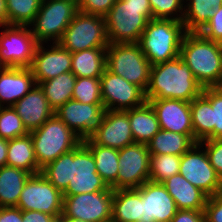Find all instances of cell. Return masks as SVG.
I'll list each match as a JSON object with an SVG mask.
<instances>
[{
	"mask_svg": "<svg viewBox=\"0 0 222 222\" xmlns=\"http://www.w3.org/2000/svg\"><path fill=\"white\" fill-rule=\"evenodd\" d=\"M78 12L75 2L43 0L29 28L39 44L58 43Z\"/></svg>",
	"mask_w": 222,
	"mask_h": 222,
	"instance_id": "cell-8",
	"label": "cell"
},
{
	"mask_svg": "<svg viewBox=\"0 0 222 222\" xmlns=\"http://www.w3.org/2000/svg\"><path fill=\"white\" fill-rule=\"evenodd\" d=\"M179 56L204 87L218 86L222 80V46L199 32H186Z\"/></svg>",
	"mask_w": 222,
	"mask_h": 222,
	"instance_id": "cell-3",
	"label": "cell"
},
{
	"mask_svg": "<svg viewBox=\"0 0 222 222\" xmlns=\"http://www.w3.org/2000/svg\"><path fill=\"white\" fill-rule=\"evenodd\" d=\"M217 87L222 90V80H221L220 84Z\"/></svg>",
	"mask_w": 222,
	"mask_h": 222,
	"instance_id": "cell-52",
	"label": "cell"
},
{
	"mask_svg": "<svg viewBox=\"0 0 222 222\" xmlns=\"http://www.w3.org/2000/svg\"><path fill=\"white\" fill-rule=\"evenodd\" d=\"M63 196L106 191L91 151L81 142L76 148L46 164L40 172Z\"/></svg>",
	"mask_w": 222,
	"mask_h": 222,
	"instance_id": "cell-1",
	"label": "cell"
},
{
	"mask_svg": "<svg viewBox=\"0 0 222 222\" xmlns=\"http://www.w3.org/2000/svg\"><path fill=\"white\" fill-rule=\"evenodd\" d=\"M22 119L23 125L31 132L51 118L55 111L49 106L44 90L39 84L33 88L12 106Z\"/></svg>",
	"mask_w": 222,
	"mask_h": 222,
	"instance_id": "cell-21",
	"label": "cell"
},
{
	"mask_svg": "<svg viewBox=\"0 0 222 222\" xmlns=\"http://www.w3.org/2000/svg\"><path fill=\"white\" fill-rule=\"evenodd\" d=\"M195 142L187 134L160 129L146 144L150 155L172 154L182 156Z\"/></svg>",
	"mask_w": 222,
	"mask_h": 222,
	"instance_id": "cell-30",
	"label": "cell"
},
{
	"mask_svg": "<svg viewBox=\"0 0 222 222\" xmlns=\"http://www.w3.org/2000/svg\"><path fill=\"white\" fill-rule=\"evenodd\" d=\"M0 64L3 67H31L38 42L29 26H1Z\"/></svg>",
	"mask_w": 222,
	"mask_h": 222,
	"instance_id": "cell-10",
	"label": "cell"
},
{
	"mask_svg": "<svg viewBox=\"0 0 222 222\" xmlns=\"http://www.w3.org/2000/svg\"><path fill=\"white\" fill-rule=\"evenodd\" d=\"M104 19L109 43H139L153 15L149 0H117Z\"/></svg>",
	"mask_w": 222,
	"mask_h": 222,
	"instance_id": "cell-4",
	"label": "cell"
},
{
	"mask_svg": "<svg viewBox=\"0 0 222 222\" xmlns=\"http://www.w3.org/2000/svg\"><path fill=\"white\" fill-rule=\"evenodd\" d=\"M56 219L53 215H48L39 211L22 210V222H53Z\"/></svg>",
	"mask_w": 222,
	"mask_h": 222,
	"instance_id": "cell-46",
	"label": "cell"
},
{
	"mask_svg": "<svg viewBox=\"0 0 222 222\" xmlns=\"http://www.w3.org/2000/svg\"><path fill=\"white\" fill-rule=\"evenodd\" d=\"M101 96L107 110H128L147 102L145 91L105 69L100 77Z\"/></svg>",
	"mask_w": 222,
	"mask_h": 222,
	"instance_id": "cell-15",
	"label": "cell"
},
{
	"mask_svg": "<svg viewBox=\"0 0 222 222\" xmlns=\"http://www.w3.org/2000/svg\"><path fill=\"white\" fill-rule=\"evenodd\" d=\"M76 79L77 77L70 71L39 83L44 90L49 106L54 111L72 99Z\"/></svg>",
	"mask_w": 222,
	"mask_h": 222,
	"instance_id": "cell-33",
	"label": "cell"
},
{
	"mask_svg": "<svg viewBox=\"0 0 222 222\" xmlns=\"http://www.w3.org/2000/svg\"><path fill=\"white\" fill-rule=\"evenodd\" d=\"M72 99L81 103L103 105L100 78L77 77Z\"/></svg>",
	"mask_w": 222,
	"mask_h": 222,
	"instance_id": "cell-36",
	"label": "cell"
},
{
	"mask_svg": "<svg viewBox=\"0 0 222 222\" xmlns=\"http://www.w3.org/2000/svg\"><path fill=\"white\" fill-rule=\"evenodd\" d=\"M113 189L64 196L60 217H73L86 222H112Z\"/></svg>",
	"mask_w": 222,
	"mask_h": 222,
	"instance_id": "cell-13",
	"label": "cell"
},
{
	"mask_svg": "<svg viewBox=\"0 0 222 222\" xmlns=\"http://www.w3.org/2000/svg\"><path fill=\"white\" fill-rule=\"evenodd\" d=\"M0 222H22V210L16 206L0 207Z\"/></svg>",
	"mask_w": 222,
	"mask_h": 222,
	"instance_id": "cell-45",
	"label": "cell"
},
{
	"mask_svg": "<svg viewBox=\"0 0 222 222\" xmlns=\"http://www.w3.org/2000/svg\"><path fill=\"white\" fill-rule=\"evenodd\" d=\"M60 218L62 219L63 222H86L73 217H60Z\"/></svg>",
	"mask_w": 222,
	"mask_h": 222,
	"instance_id": "cell-49",
	"label": "cell"
},
{
	"mask_svg": "<svg viewBox=\"0 0 222 222\" xmlns=\"http://www.w3.org/2000/svg\"><path fill=\"white\" fill-rule=\"evenodd\" d=\"M194 142L214 139L212 105L201 94L190 102Z\"/></svg>",
	"mask_w": 222,
	"mask_h": 222,
	"instance_id": "cell-32",
	"label": "cell"
},
{
	"mask_svg": "<svg viewBox=\"0 0 222 222\" xmlns=\"http://www.w3.org/2000/svg\"><path fill=\"white\" fill-rule=\"evenodd\" d=\"M106 69L146 91L151 64L139 43H109L106 48Z\"/></svg>",
	"mask_w": 222,
	"mask_h": 222,
	"instance_id": "cell-7",
	"label": "cell"
},
{
	"mask_svg": "<svg viewBox=\"0 0 222 222\" xmlns=\"http://www.w3.org/2000/svg\"><path fill=\"white\" fill-rule=\"evenodd\" d=\"M43 0H6L8 25L29 26Z\"/></svg>",
	"mask_w": 222,
	"mask_h": 222,
	"instance_id": "cell-34",
	"label": "cell"
},
{
	"mask_svg": "<svg viewBox=\"0 0 222 222\" xmlns=\"http://www.w3.org/2000/svg\"><path fill=\"white\" fill-rule=\"evenodd\" d=\"M7 165L22 169L31 175L41 172L30 133L8 140Z\"/></svg>",
	"mask_w": 222,
	"mask_h": 222,
	"instance_id": "cell-26",
	"label": "cell"
},
{
	"mask_svg": "<svg viewBox=\"0 0 222 222\" xmlns=\"http://www.w3.org/2000/svg\"><path fill=\"white\" fill-rule=\"evenodd\" d=\"M128 118L135 143L146 145L160 130L156 114L148 102L128 109Z\"/></svg>",
	"mask_w": 222,
	"mask_h": 222,
	"instance_id": "cell-27",
	"label": "cell"
},
{
	"mask_svg": "<svg viewBox=\"0 0 222 222\" xmlns=\"http://www.w3.org/2000/svg\"><path fill=\"white\" fill-rule=\"evenodd\" d=\"M71 61L72 53L59 43L38 44L30 67L35 83L39 84L60 74L70 72Z\"/></svg>",
	"mask_w": 222,
	"mask_h": 222,
	"instance_id": "cell-17",
	"label": "cell"
},
{
	"mask_svg": "<svg viewBox=\"0 0 222 222\" xmlns=\"http://www.w3.org/2000/svg\"><path fill=\"white\" fill-rule=\"evenodd\" d=\"M30 133L38 166L56 160L76 148L82 141L56 114Z\"/></svg>",
	"mask_w": 222,
	"mask_h": 222,
	"instance_id": "cell-6",
	"label": "cell"
},
{
	"mask_svg": "<svg viewBox=\"0 0 222 222\" xmlns=\"http://www.w3.org/2000/svg\"><path fill=\"white\" fill-rule=\"evenodd\" d=\"M159 122L160 129L187 134L194 141L190 102L179 99H147Z\"/></svg>",
	"mask_w": 222,
	"mask_h": 222,
	"instance_id": "cell-19",
	"label": "cell"
},
{
	"mask_svg": "<svg viewBox=\"0 0 222 222\" xmlns=\"http://www.w3.org/2000/svg\"><path fill=\"white\" fill-rule=\"evenodd\" d=\"M68 1H72L75 2L77 5L80 3L81 0H68Z\"/></svg>",
	"mask_w": 222,
	"mask_h": 222,
	"instance_id": "cell-51",
	"label": "cell"
},
{
	"mask_svg": "<svg viewBox=\"0 0 222 222\" xmlns=\"http://www.w3.org/2000/svg\"><path fill=\"white\" fill-rule=\"evenodd\" d=\"M206 150L210 164L222 179V139H209L199 142Z\"/></svg>",
	"mask_w": 222,
	"mask_h": 222,
	"instance_id": "cell-40",
	"label": "cell"
},
{
	"mask_svg": "<svg viewBox=\"0 0 222 222\" xmlns=\"http://www.w3.org/2000/svg\"><path fill=\"white\" fill-rule=\"evenodd\" d=\"M64 196L41 173L31 175L20 193L17 206L25 211H39L59 218Z\"/></svg>",
	"mask_w": 222,
	"mask_h": 222,
	"instance_id": "cell-11",
	"label": "cell"
},
{
	"mask_svg": "<svg viewBox=\"0 0 222 222\" xmlns=\"http://www.w3.org/2000/svg\"><path fill=\"white\" fill-rule=\"evenodd\" d=\"M202 95L212 105L214 139H222V90L215 87H204Z\"/></svg>",
	"mask_w": 222,
	"mask_h": 222,
	"instance_id": "cell-39",
	"label": "cell"
},
{
	"mask_svg": "<svg viewBox=\"0 0 222 222\" xmlns=\"http://www.w3.org/2000/svg\"><path fill=\"white\" fill-rule=\"evenodd\" d=\"M182 22L186 32H199L222 5V0H184Z\"/></svg>",
	"mask_w": 222,
	"mask_h": 222,
	"instance_id": "cell-31",
	"label": "cell"
},
{
	"mask_svg": "<svg viewBox=\"0 0 222 222\" xmlns=\"http://www.w3.org/2000/svg\"><path fill=\"white\" fill-rule=\"evenodd\" d=\"M206 39L221 42L222 41V5L215 9V14L199 31Z\"/></svg>",
	"mask_w": 222,
	"mask_h": 222,
	"instance_id": "cell-42",
	"label": "cell"
},
{
	"mask_svg": "<svg viewBox=\"0 0 222 222\" xmlns=\"http://www.w3.org/2000/svg\"><path fill=\"white\" fill-rule=\"evenodd\" d=\"M142 199L141 222H170L178 211L173 197L162 183L146 181L139 188Z\"/></svg>",
	"mask_w": 222,
	"mask_h": 222,
	"instance_id": "cell-18",
	"label": "cell"
},
{
	"mask_svg": "<svg viewBox=\"0 0 222 222\" xmlns=\"http://www.w3.org/2000/svg\"><path fill=\"white\" fill-rule=\"evenodd\" d=\"M30 173L12 166L0 167V207L17 206Z\"/></svg>",
	"mask_w": 222,
	"mask_h": 222,
	"instance_id": "cell-29",
	"label": "cell"
},
{
	"mask_svg": "<svg viewBox=\"0 0 222 222\" xmlns=\"http://www.w3.org/2000/svg\"><path fill=\"white\" fill-rule=\"evenodd\" d=\"M35 84L30 67H3L0 70V107L13 106Z\"/></svg>",
	"mask_w": 222,
	"mask_h": 222,
	"instance_id": "cell-22",
	"label": "cell"
},
{
	"mask_svg": "<svg viewBox=\"0 0 222 222\" xmlns=\"http://www.w3.org/2000/svg\"><path fill=\"white\" fill-rule=\"evenodd\" d=\"M58 43L70 53L107 48L109 41L104 17L78 12Z\"/></svg>",
	"mask_w": 222,
	"mask_h": 222,
	"instance_id": "cell-9",
	"label": "cell"
},
{
	"mask_svg": "<svg viewBox=\"0 0 222 222\" xmlns=\"http://www.w3.org/2000/svg\"><path fill=\"white\" fill-rule=\"evenodd\" d=\"M29 132L12 106L0 107V138L11 140Z\"/></svg>",
	"mask_w": 222,
	"mask_h": 222,
	"instance_id": "cell-37",
	"label": "cell"
},
{
	"mask_svg": "<svg viewBox=\"0 0 222 222\" xmlns=\"http://www.w3.org/2000/svg\"><path fill=\"white\" fill-rule=\"evenodd\" d=\"M153 18L182 21L184 0H149Z\"/></svg>",
	"mask_w": 222,
	"mask_h": 222,
	"instance_id": "cell-38",
	"label": "cell"
},
{
	"mask_svg": "<svg viewBox=\"0 0 222 222\" xmlns=\"http://www.w3.org/2000/svg\"><path fill=\"white\" fill-rule=\"evenodd\" d=\"M179 173L208 197L222 190V179L210 164L207 152L199 142L181 156Z\"/></svg>",
	"mask_w": 222,
	"mask_h": 222,
	"instance_id": "cell-12",
	"label": "cell"
},
{
	"mask_svg": "<svg viewBox=\"0 0 222 222\" xmlns=\"http://www.w3.org/2000/svg\"><path fill=\"white\" fill-rule=\"evenodd\" d=\"M53 222H63L62 219L59 217V218H56Z\"/></svg>",
	"mask_w": 222,
	"mask_h": 222,
	"instance_id": "cell-50",
	"label": "cell"
},
{
	"mask_svg": "<svg viewBox=\"0 0 222 222\" xmlns=\"http://www.w3.org/2000/svg\"><path fill=\"white\" fill-rule=\"evenodd\" d=\"M170 222H206L204 211L178 210Z\"/></svg>",
	"mask_w": 222,
	"mask_h": 222,
	"instance_id": "cell-44",
	"label": "cell"
},
{
	"mask_svg": "<svg viewBox=\"0 0 222 222\" xmlns=\"http://www.w3.org/2000/svg\"><path fill=\"white\" fill-rule=\"evenodd\" d=\"M173 197L178 210L204 211L208 196L180 173L162 183Z\"/></svg>",
	"mask_w": 222,
	"mask_h": 222,
	"instance_id": "cell-23",
	"label": "cell"
},
{
	"mask_svg": "<svg viewBox=\"0 0 222 222\" xmlns=\"http://www.w3.org/2000/svg\"><path fill=\"white\" fill-rule=\"evenodd\" d=\"M8 25L6 0H0V27Z\"/></svg>",
	"mask_w": 222,
	"mask_h": 222,
	"instance_id": "cell-48",
	"label": "cell"
},
{
	"mask_svg": "<svg viewBox=\"0 0 222 222\" xmlns=\"http://www.w3.org/2000/svg\"><path fill=\"white\" fill-rule=\"evenodd\" d=\"M203 86L180 56L151 66L146 99H179L191 102Z\"/></svg>",
	"mask_w": 222,
	"mask_h": 222,
	"instance_id": "cell-2",
	"label": "cell"
},
{
	"mask_svg": "<svg viewBox=\"0 0 222 222\" xmlns=\"http://www.w3.org/2000/svg\"><path fill=\"white\" fill-rule=\"evenodd\" d=\"M107 109L104 105L81 103L70 99L55 114L81 141L90 139L102 125Z\"/></svg>",
	"mask_w": 222,
	"mask_h": 222,
	"instance_id": "cell-14",
	"label": "cell"
},
{
	"mask_svg": "<svg viewBox=\"0 0 222 222\" xmlns=\"http://www.w3.org/2000/svg\"><path fill=\"white\" fill-rule=\"evenodd\" d=\"M150 156L147 145L141 143L119 149L117 189L139 188L149 181Z\"/></svg>",
	"mask_w": 222,
	"mask_h": 222,
	"instance_id": "cell-16",
	"label": "cell"
},
{
	"mask_svg": "<svg viewBox=\"0 0 222 222\" xmlns=\"http://www.w3.org/2000/svg\"><path fill=\"white\" fill-rule=\"evenodd\" d=\"M204 214L206 222H222V190L207 198Z\"/></svg>",
	"mask_w": 222,
	"mask_h": 222,
	"instance_id": "cell-43",
	"label": "cell"
},
{
	"mask_svg": "<svg viewBox=\"0 0 222 222\" xmlns=\"http://www.w3.org/2000/svg\"><path fill=\"white\" fill-rule=\"evenodd\" d=\"M8 140L0 138V167L7 165Z\"/></svg>",
	"mask_w": 222,
	"mask_h": 222,
	"instance_id": "cell-47",
	"label": "cell"
},
{
	"mask_svg": "<svg viewBox=\"0 0 222 222\" xmlns=\"http://www.w3.org/2000/svg\"><path fill=\"white\" fill-rule=\"evenodd\" d=\"M91 151L97 173L102 180L113 190H117V174L119 171V150L94 144L90 139L82 141Z\"/></svg>",
	"mask_w": 222,
	"mask_h": 222,
	"instance_id": "cell-25",
	"label": "cell"
},
{
	"mask_svg": "<svg viewBox=\"0 0 222 222\" xmlns=\"http://www.w3.org/2000/svg\"><path fill=\"white\" fill-rule=\"evenodd\" d=\"M117 0H81L79 12L105 17Z\"/></svg>",
	"mask_w": 222,
	"mask_h": 222,
	"instance_id": "cell-41",
	"label": "cell"
},
{
	"mask_svg": "<svg viewBox=\"0 0 222 222\" xmlns=\"http://www.w3.org/2000/svg\"><path fill=\"white\" fill-rule=\"evenodd\" d=\"M90 140L97 145L122 149L134 143L128 110H107L102 125Z\"/></svg>",
	"mask_w": 222,
	"mask_h": 222,
	"instance_id": "cell-20",
	"label": "cell"
},
{
	"mask_svg": "<svg viewBox=\"0 0 222 222\" xmlns=\"http://www.w3.org/2000/svg\"><path fill=\"white\" fill-rule=\"evenodd\" d=\"M142 199L136 188L113 190L112 222H141Z\"/></svg>",
	"mask_w": 222,
	"mask_h": 222,
	"instance_id": "cell-24",
	"label": "cell"
},
{
	"mask_svg": "<svg viewBox=\"0 0 222 222\" xmlns=\"http://www.w3.org/2000/svg\"><path fill=\"white\" fill-rule=\"evenodd\" d=\"M106 69V48L72 53L71 72L76 77L100 78Z\"/></svg>",
	"mask_w": 222,
	"mask_h": 222,
	"instance_id": "cell-28",
	"label": "cell"
},
{
	"mask_svg": "<svg viewBox=\"0 0 222 222\" xmlns=\"http://www.w3.org/2000/svg\"><path fill=\"white\" fill-rule=\"evenodd\" d=\"M185 33L182 21L151 19L139 40L142 52L151 66L178 57Z\"/></svg>",
	"mask_w": 222,
	"mask_h": 222,
	"instance_id": "cell-5",
	"label": "cell"
},
{
	"mask_svg": "<svg viewBox=\"0 0 222 222\" xmlns=\"http://www.w3.org/2000/svg\"><path fill=\"white\" fill-rule=\"evenodd\" d=\"M181 156L159 154L150 156L149 180L163 183L169 177L179 174Z\"/></svg>",
	"mask_w": 222,
	"mask_h": 222,
	"instance_id": "cell-35",
	"label": "cell"
}]
</instances>
